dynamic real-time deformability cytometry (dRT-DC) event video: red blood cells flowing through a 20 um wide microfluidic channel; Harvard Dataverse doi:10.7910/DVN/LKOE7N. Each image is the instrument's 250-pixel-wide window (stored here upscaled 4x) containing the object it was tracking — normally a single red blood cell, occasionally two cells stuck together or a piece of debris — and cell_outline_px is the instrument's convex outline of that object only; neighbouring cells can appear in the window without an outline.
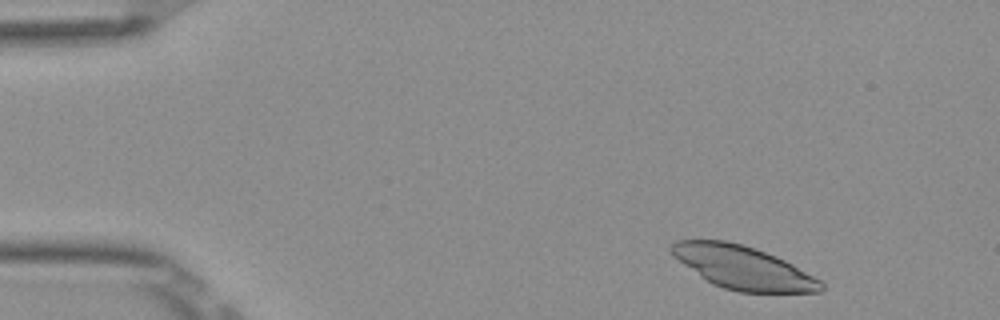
{"species": "Egyptian fruit bat (a non-hibernating species)", "species_latin": "Rousettus aegyptiacus", "temperature_condition": "room temperature", "stored_images_in_passage": 48, "camera_frame_rate_fps": 3000, "um_per_image_px": 0.085, "frame": {"image": 1, "passage_image": 2, "time_ms": 0.333, "image_size_px": [1000, 320], "cell_outline_px": [[824, 288], [820, 292], [740, 292], [724, 288], [712, 284], [700, 276], [684, 264], [668, 248], [676, 240], [728, 240], [756, 248], [784, 260], [792, 264], [820, 280], [824, 284]], "centroid_in_image_um": [63.16, 22.74], "position_along_channel_um": 21.8, "area_um2": 37.22}}